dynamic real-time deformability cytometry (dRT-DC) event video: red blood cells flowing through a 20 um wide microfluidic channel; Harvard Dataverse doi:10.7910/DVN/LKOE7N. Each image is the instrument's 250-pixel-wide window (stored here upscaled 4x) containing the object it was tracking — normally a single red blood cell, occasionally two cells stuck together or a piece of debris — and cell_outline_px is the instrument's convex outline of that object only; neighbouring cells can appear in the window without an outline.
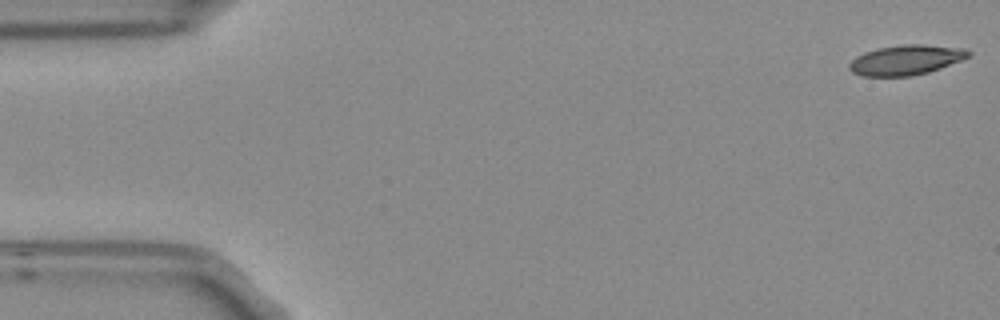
{"species": "Egyptian fruit bat (a non-hibernating species)", "species_latin": "Rousettus aegyptiacus", "temperature_condition": "room temperature", "stored_images_in_passage": 4, "camera_frame_rate_fps": 3000, "um_per_image_px": 0.085, "frame": {"image": 1, "passage_image": 1, "time_ms": 0.0, "image_size_px": [1000, 320], "cell_outline_px": [[972, 52], [968, 56], [960, 60], [940, 68], [928, 72], [912, 76], [860, 76], [852, 72], [848, 68], [848, 64], [856, 56], [864, 52], [880, 48], [904, 44], [924, 44], [964, 48]], "centroid_in_image_um": [76.98, 5.1], "position_along_channel_um": 8.0, "area_um2": 20.75}}
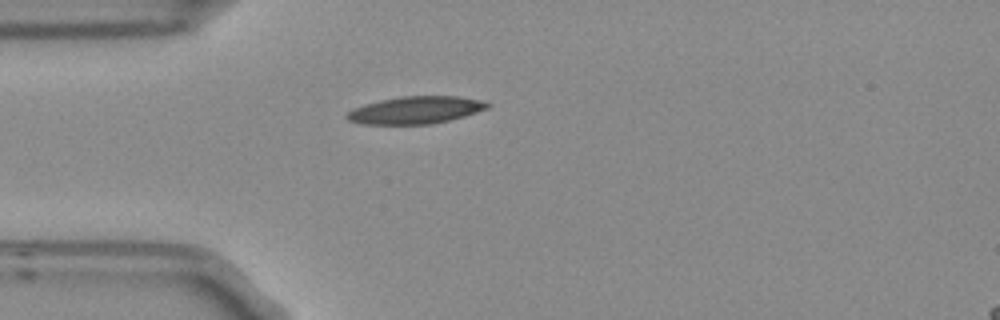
{"frame": {"image": 2, "passage_image": 4, "time_ms": 1.0, "image_size_px": [1000, 320], "cell_outline_px": [[492, 104], [488, 108], [464, 116], [432, 124], [360, 124], [348, 120], [344, 116], [352, 108], [364, 104], [380, 100], [400, 96], [456, 96], [484, 100]], "centroid_in_image_um": [35.31, 9.35], "position_along_channel_um": 49.7, "area_um2": 22.54}}